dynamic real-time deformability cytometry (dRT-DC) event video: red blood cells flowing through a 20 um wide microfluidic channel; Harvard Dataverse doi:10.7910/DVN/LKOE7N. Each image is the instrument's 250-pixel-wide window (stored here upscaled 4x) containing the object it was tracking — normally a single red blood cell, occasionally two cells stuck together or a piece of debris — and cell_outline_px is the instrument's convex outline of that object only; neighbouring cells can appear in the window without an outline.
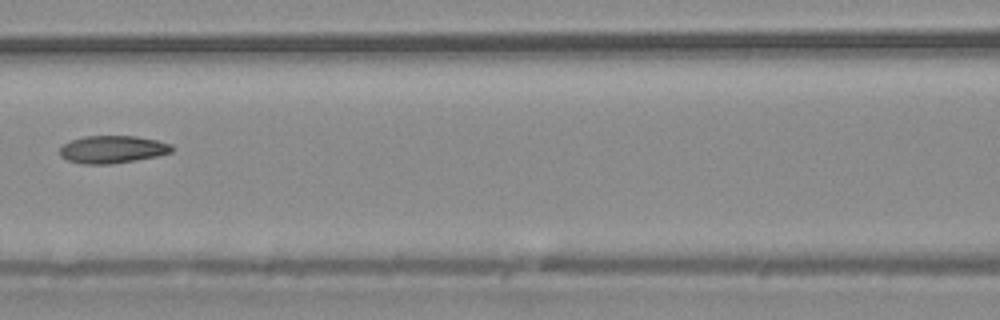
{"species": "common noctule bat (a hibernating species)", "species_latin": "Nyctalus noctula", "temperature_condition": "warm", "stored_images_in_passage": 7, "camera_frame_rate_fps": 3000, "um_per_image_px": 0.085, "animal": {"sex": "male", "body_mass_g": 20.4}, "frame": {"image": 1, "passage_image": 7, "time_ms": 2.0, "image_size_px": [1000, 320], "cell_outline_px": [[172, 152], [156, 156], [108, 164], [84, 164], [68, 160], [60, 156], [60, 148], [64, 144], [72, 140], [84, 136], [136, 136], [156, 140], [172, 144]], "centroid_in_image_um": [9.55, 12.69], "position_along_channel_um": 157.1, "area_um2": 17.74}}